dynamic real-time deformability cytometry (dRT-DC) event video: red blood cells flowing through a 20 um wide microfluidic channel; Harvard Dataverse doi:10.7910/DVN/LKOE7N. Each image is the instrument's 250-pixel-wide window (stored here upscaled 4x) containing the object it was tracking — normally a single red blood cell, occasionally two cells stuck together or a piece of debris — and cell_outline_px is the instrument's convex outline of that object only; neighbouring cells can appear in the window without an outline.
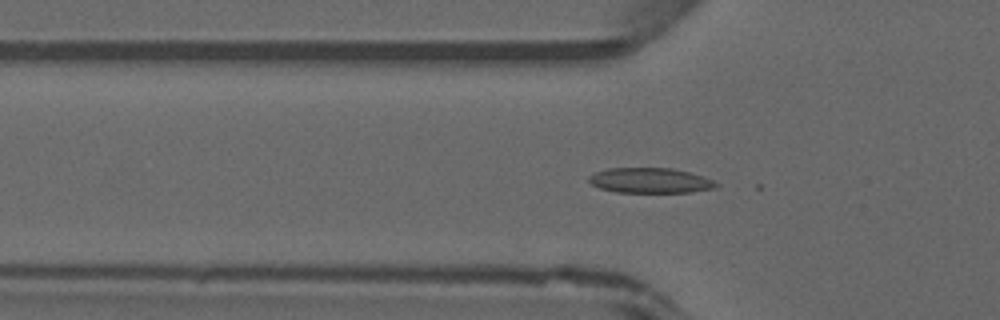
{"species": "common noctule bat (a hibernating species)", "species_latin": "Nyctalus noctula", "temperature_condition": "warm", "stored_images_in_passage": 26, "camera_frame_rate_fps": 3000, "um_per_image_px": 0.085, "animal": {"sex": "male", "forearm_length_mm": 52.5}, "frame": {"image": 1, "passage_image": 15, "time_ms": 4.667, "image_size_px": [1000, 320], "cell_outline_px": [[720, 184], [716, 188], [692, 192], [616, 192], [600, 188], [592, 184], [588, 180], [588, 176], [596, 172], [608, 168], [672, 168], [704, 176]], "centroid_in_image_um": [55.29, 15.34], "position_along_channel_um": 70.5, "area_um2": 18.67}}
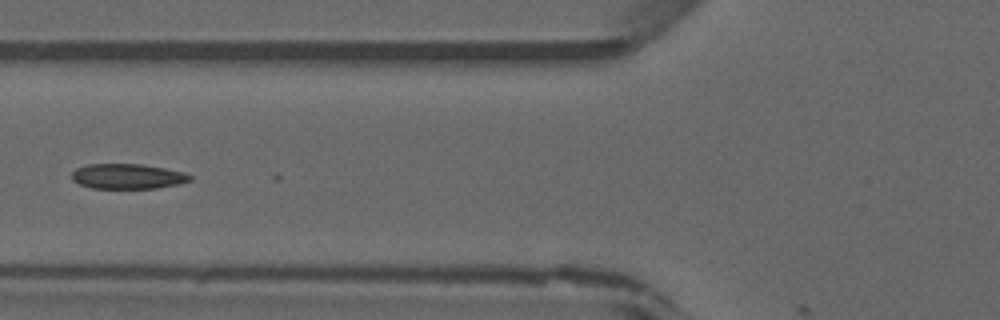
{"frame": {"image": 2, "passage_image": 18, "time_ms": 5.667, "image_size_px": [1000, 320], "cell_outline_px": [[192, 180], [180, 184], [156, 188], [92, 188], [80, 184], [72, 180], [72, 172], [76, 168], [84, 164], [140, 164], [164, 168], [184, 172], [192, 176]], "centroid_in_image_um": [10.85, 14.98], "position_along_channel_um": 115.0, "area_um2": 17.34}}